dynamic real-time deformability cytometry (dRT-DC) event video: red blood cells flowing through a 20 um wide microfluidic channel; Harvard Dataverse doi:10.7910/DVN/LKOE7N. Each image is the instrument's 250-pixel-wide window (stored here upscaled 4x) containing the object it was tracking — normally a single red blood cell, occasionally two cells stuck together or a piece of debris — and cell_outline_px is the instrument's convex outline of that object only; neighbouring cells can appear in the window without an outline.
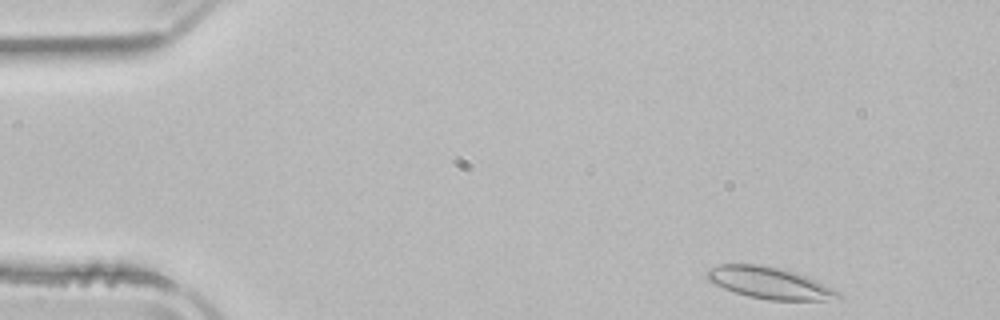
{"species": "common noctule bat (a hibernating species)", "species_latin": "Nyctalus noctula", "temperature_condition": "room temperature", "stored_images_in_passage": 48, "camera_frame_rate_fps": 3000, "um_per_image_px": 0.085, "animal": {"sex": "male", "body_mass_g": 21.5, "forearm_length_mm": 52.0}, "frame": {"image": 1, "passage_image": 1, "time_ms": 0.0, "image_size_px": [1000, 320], "cell_outline_px": [[840, 296], [824, 300], [768, 300], [748, 296], [724, 288], [708, 280], [704, 276], [704, 272], [708, 268], [720, 264], [756, 264], [780, 268], [804, 276], [832, 288], [840, 292]], "centroid_in_image_um": [65.3, 24.04], "position_along_channel_um": 19.7, "area_um2": 23.76}}
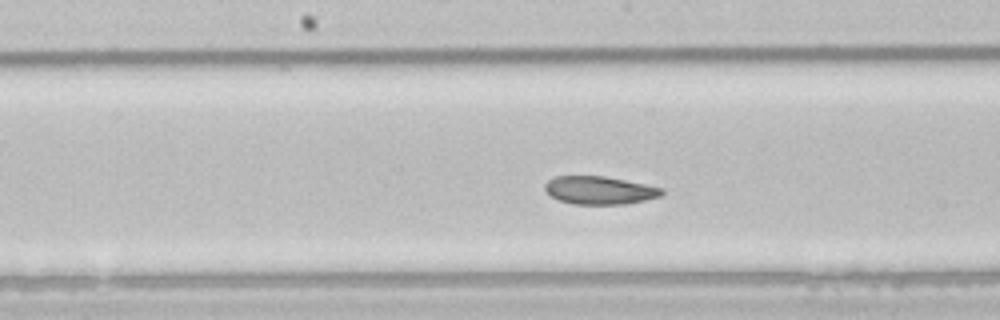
{"frame": {"image": 2, "passage_image": 22, "time_ms": 7.0, "image_size_px": [1000, 320], "cell_outline_px": [[664, 192], [660, 196], [644, 200], [624, 204], [572, 204], [560, 200], [552, 196], [544, 188], [544, 184], [548, 180], [556, 176], [604, 176], [664, 188]], "centroid_in_image_um": [50.96, 16.17], "position_along_channel_um": 197.2, "area_um2": 18.9}}
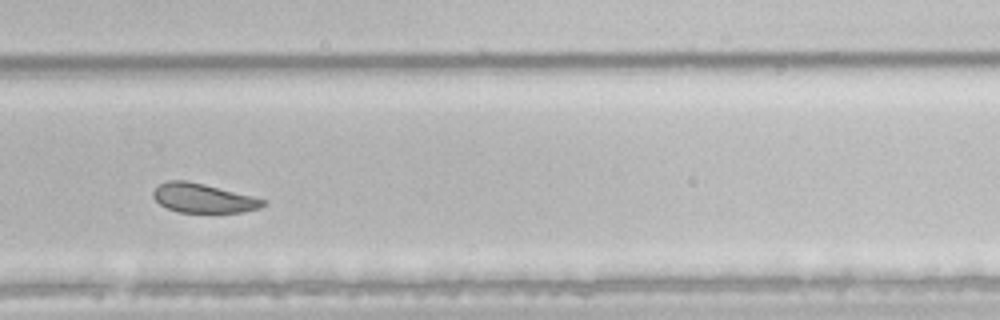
{"frame": {"image": 3, "passage_image": 31, "time_ms": 10.0, "image_size_px": [1000, 320], "cell_outline_px": [[268, 204], [260, 208], [244, 212], [180, 212], [168, 208], [160, 204], [152, 196], [152, 192], [160, 184], [168, 180], [184, 180], [204, 184], [268, 200]], "centroid_in_image_um": [17.31, 16.84], "position_along_channel_um": 312.5, "area_um2": 18.61}, "authors_computed_cell_mechanics": {"area_um2": 21.9062, "velocity_mm_per_s": 3.8613, "shape_relaxation_time_tau1_ms": 6.9317, "shape_relaxation_time_tau2_ms": 1.5304, "deformation_change_tau1": 0.1077, "deformation_change_tau2": 0.0495}}